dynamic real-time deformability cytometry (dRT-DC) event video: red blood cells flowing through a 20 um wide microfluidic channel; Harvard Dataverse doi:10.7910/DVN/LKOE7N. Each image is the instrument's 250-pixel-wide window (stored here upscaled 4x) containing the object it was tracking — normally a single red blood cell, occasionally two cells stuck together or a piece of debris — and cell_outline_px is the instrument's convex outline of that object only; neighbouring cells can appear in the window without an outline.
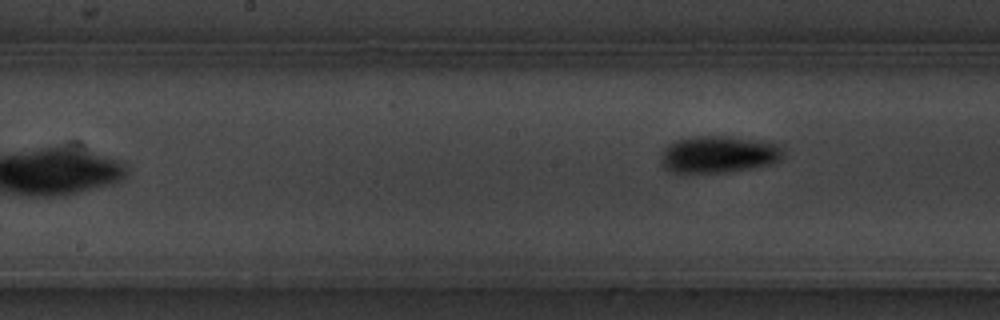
{"species": "common noctule bat (a hibernating species)", "species_latin": "Nyctalus noctula", "temperature_condition": "warm", "stored_images_in_passage": 7, "camera_frame_rate_fps": 3000, "um_per_image_px": 0.085, "animal": {"sex": "male", "body_mass_g": 19.5, "forearm_length_mm": 54.6}, "frame": {"image": 1, "passage_image": 7, "time_ms": 7.0, "image_size_px": [1000, 320], "cell_outline_px": [[784, 156], [780, 160], [772, 164], [752, 168], [728, 172], [668, 172], [660, 164], [660, 156], [664, 148], [668, 144], [676, 140], [696, 136], [724, 136], [760, 140], [784, 144]], "centroid_in_image_um": [61.12, 13.12], "position_along_channel_um": 187.1, "area_um2": 26.88}}